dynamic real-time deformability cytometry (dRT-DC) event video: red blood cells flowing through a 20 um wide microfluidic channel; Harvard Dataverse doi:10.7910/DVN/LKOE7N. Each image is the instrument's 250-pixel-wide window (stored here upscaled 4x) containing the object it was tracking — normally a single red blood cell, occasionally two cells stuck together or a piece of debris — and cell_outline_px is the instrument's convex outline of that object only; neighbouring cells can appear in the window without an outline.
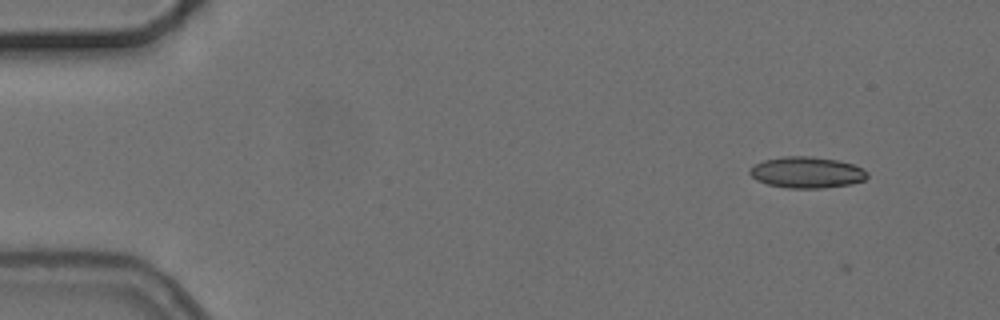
{"species": "common noctule bat (a hibernating species)", "species_latin": "Nyctalus noctula", "temperature_condition": "cold", "stored_images_in_passage": 4, "camera_frame_rate_fps": 3000, "um_per_image_px": 0.085, "animal": {"sex": "female", "body_mass_g": 24.6, "forearm_length_mm": 56.2}, "frame": {"image": 1, "passage_image": 1, "time_ms": 0.0, "image_size_px": [1000, 320], "cell_outline_px": [[868, 176], [864, 180], [848, 184], [824, 188], [788, 188], [768, 184], [756, 180], [748, 172], [748, 168], [764, 160], [784, 156], [812, 156], [836, 160], [852, 164], [864, 168], [868, 172]], "centroid_in_image_um": [68.57, 14.65], "position_along_channel_um": 16.4, "area_um2": 21.39}}